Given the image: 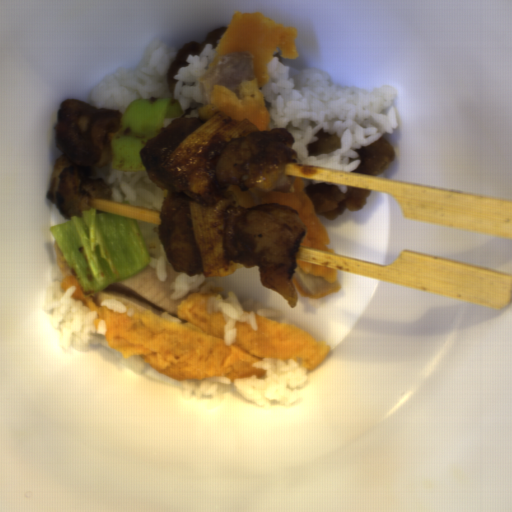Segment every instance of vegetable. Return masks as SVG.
I'll return each mask as SVG.
<instances>
[{
	"mask_svg": "<svg viewBox=\"0 0 512 512\" xmlns=\"http://www.w3.org/2000/svg\"><path fill=\"white\" fill-rule=\"evenodd\" d=\"M48 228L85 296L150 266L151 257L136 219L93 208Z\"/></svg>",
	"mask_w": 512,
	"mask_h": 512,
	"instance_id": "obj_2",
	"label": "vegetable"
},
{
	"mask_svg": "<svg viewBox=\"0 0 512 512\" xmlns=\"http://www.w3.org/2000/svg\"><path fill=\"white\" fill-rule=\"evenodd\" d=\"M119 127L110 141L111 168L124 172L147 171L140 151L149 140L161 134L166 118L184 114L177 98L135 99L123 110Z\"/></svg>",
	"mask_w": 512,
	"mask_h": 512,
	"instance_id": "obj_3",
	"label": "vegetable"
},
{
	"mask_svg": "<svg viewBox=\"0 0 512 512\" xmlns=\"http://www.w3.org/2000/svg\"><path fill=\"white\" fill-rule=\"evenodd\" d=\"M256 132L258 129L248 119L237 121L221 111L185 138L160 168L190 201L204 278L227 276L238 270L227 259V229L216 210L222 195L216 170L226 145Z\"/></svg>",
	"mask_w": 512,
	"mask_h": 512,
	"instance_id": "obj_1",
	"label": "vegetable"
}]
</instances>
